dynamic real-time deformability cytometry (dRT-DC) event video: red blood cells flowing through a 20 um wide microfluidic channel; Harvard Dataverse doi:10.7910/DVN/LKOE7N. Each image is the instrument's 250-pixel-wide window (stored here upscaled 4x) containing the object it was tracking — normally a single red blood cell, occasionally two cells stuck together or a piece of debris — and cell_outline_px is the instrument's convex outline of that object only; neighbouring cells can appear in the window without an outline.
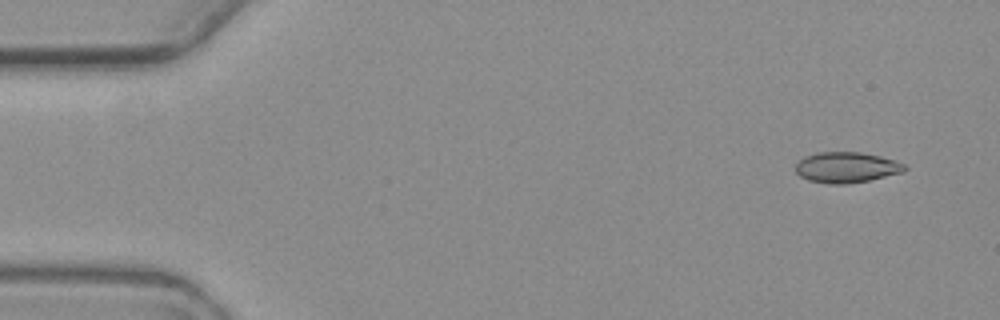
{"species": "common noctule bat (a hibernating species)", "species_latin": "Nyctalus noctula", "temperature_condition": "warm", "stored_images_in_passage": 6, "camera_frame_rate_fps": 3000, "um_per_image_px": 0.085, "animal": {"sex": "female", "body_mass_g": 19.3, "forearm_length_mm": 54.1}, "frame": {"image": 1, "passage_image": 2, "time_ms": 1.0, "image_size_px": [1000, 320], "cell_outline_px": [[908, 168], [904, 172], [868, 180], [848, 184], [828, 184], [808, 180], [800, 176], [796, 172], [796, 164], [804, 156], [816, 152], [860, 152], [880, 156], [904, 164]], "centroid_in_image_um": [71.93, 14.23], "position_along_channel_um": 13.1, "area_um2": 19.48}}
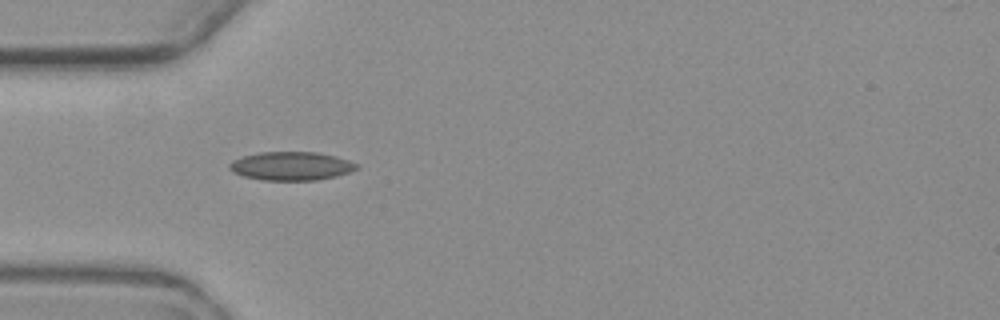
{"frame": {"image": 2, "passage_image": 5, "time_ms": 5.667, "image_size_px": [1000, 320], "cell_outline_px": [[360, 168], [336, 176], [316, 180], [260, 180], [244, 176], [232, 172], [228, 168], [228, 164], [232, 160], [244, 156], [260, 152], [316, 152], [336, 156], [360, 164]], "centroid_in_image_um": [24.75, 14.11], "position_along_channel_um": 60.2, "area_um2": 21.27}}
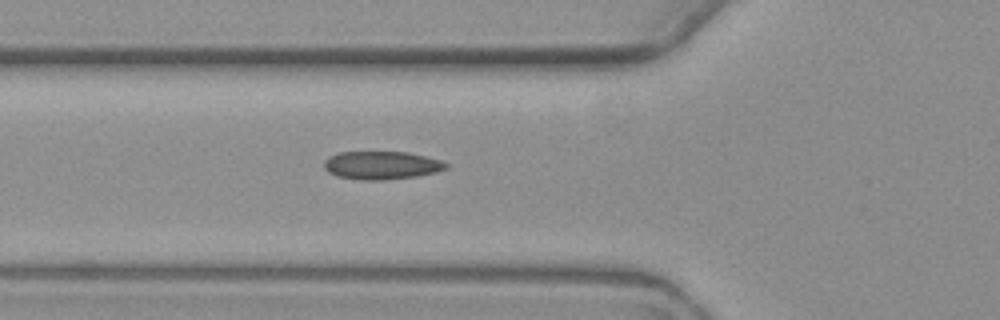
{"frame": {"image": 3, "passage_image": 6, "time_ms": 6.667, "image_size_px": [1000, 320], "cell_outline_px": [[448, 168], [436, 172], [416, 176], [384, 180], [360, 180], [336, 176], [328, 172], [324, 168], [324, 160], [328, 156], [340, 152], [408, 152], [440, 160], [448, 164]], "centroid_in_image_um": [32.4, 14.05], "position_along_channel_um": 93.4, "area_um2": 20.06}}